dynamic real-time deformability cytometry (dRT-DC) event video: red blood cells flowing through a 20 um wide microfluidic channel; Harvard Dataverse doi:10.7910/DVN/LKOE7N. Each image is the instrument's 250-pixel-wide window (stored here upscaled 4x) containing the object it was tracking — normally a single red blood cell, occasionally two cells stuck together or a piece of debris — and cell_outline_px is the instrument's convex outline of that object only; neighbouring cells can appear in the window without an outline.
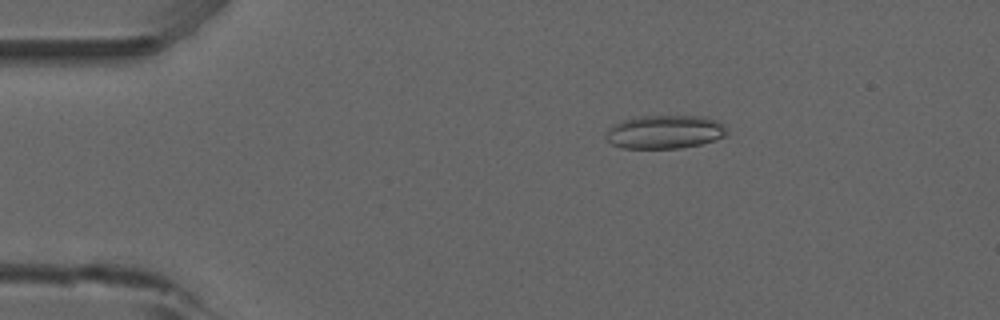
{"species": "common noctule bat (a hibernating species)", "species_latin": "Nyctalus noctula", "temperature_condition": "room temperature", "stored_images_in_passage": 52, "camera_frame_rate_fps": 3000, "um_per_image_px": 0.085, "animal": {"sex": "male", "forearm_length_mm": 52.5}, "frame": {"image": 1, "passage_image": 9, "time_ms": 2.667, "image_size_px": [1000, 320], "cell_outline_px": [[728, 136], [700, 144], [680, 148], [624, 148], [612, 144], [604, 136], [604, 132], [612, 124], [620, 120], [640, 116], [708, 116], [724, 124], [728, 132]], "centroid_in_image_um": [56.51, 11.2], "position_along_channel_um": 28.5, "area_um2": 23.99}}
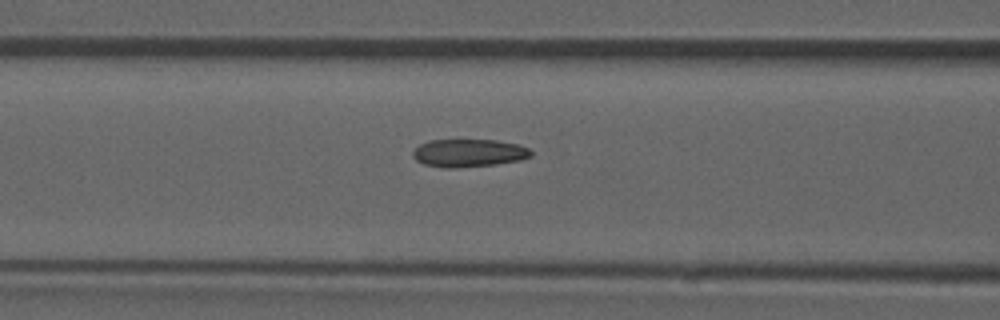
{"frame": {"image": 2, "passage_image": 21, "time_ms": 6.667, "image_size_px": [1000, 320], "cell_outline_px": [[532, 156], [520, 160], [496, 164], [456, 168], [448, 168], [424, 164], [416, 160], [412, 156], [412, 152], [420, 144], [428, 140], [496, 140], [516, 144], [528, 148], [532, 152]], "centroid_in_image_um": [39.83, 13.0], "position_along_channel_um": 126.8, "area_um2": 19.13}}
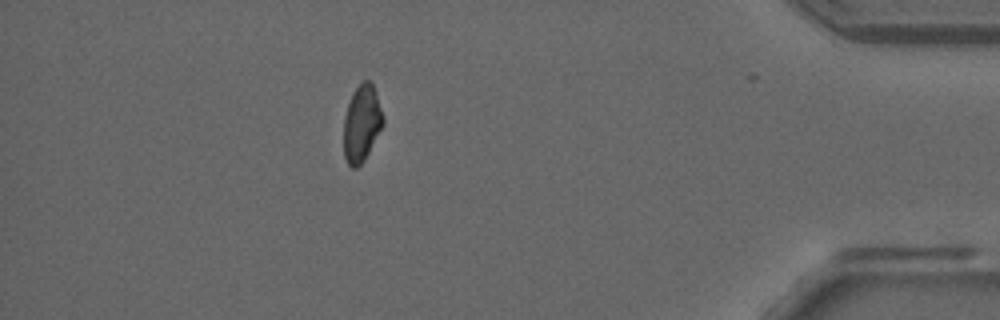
{"frame": {"image": 3, "passage_image": 46, "time_ms": 15.0, "image_size_px": [1000, 320], "cell_outline_px": [[384, 124], [364, 160], [356, 168], [352, 168], [348, 164], [344, 156], [344, 116], [352, 92], [364, 80], [368, 80], [372, 84], [384, 120]], "centroid_in_image_um": [30.73, 10.51], "position_along_channel_um": 404.5, "area_um2": 17.28}, "authors_computed_cell_mechanics": {"area_um2": 19.1029, "velocity_mm_per_s": 3.9083, "shape_relaxation_time_tau1_ms": null, "shape_relaxation_time_tau2_ms": 2.668, "deformation_change_tau1": null, "deformation_change_tau2": 0.0888}}